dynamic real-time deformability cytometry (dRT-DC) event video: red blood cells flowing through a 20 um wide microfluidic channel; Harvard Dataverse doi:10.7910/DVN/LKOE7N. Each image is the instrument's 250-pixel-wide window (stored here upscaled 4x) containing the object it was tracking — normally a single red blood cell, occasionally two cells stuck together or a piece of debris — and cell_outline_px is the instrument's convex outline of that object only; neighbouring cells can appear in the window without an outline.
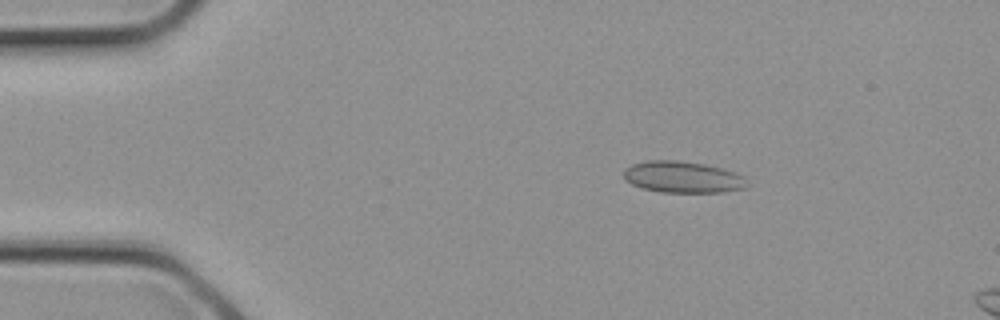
{"species": "common noctule bat (a hibernating species)", "species_latin": "Nyctalus noctula", "temperature_condition": "cold", "stored_images_in_passage": 3, "camera_frame_rate_fps": 3000, "um_per_image_px": 0.085, "animal": {"sex": "female", "body_mass_g": 21.9}, "frame": {"image": 1, "passage_image": 2, "time_ms": 0.333, "image_size_px": [1000, 320], "cell_outline_px": [[748, 188], [724, 192], [660, 192], [644, 188], [632, 184], [624, 180], [624, 168], [632, 164], [648, 160], [676, 160], [704, 164], [736, 172], [744, 176], [748, 184]], "centroid_in_image_um": [58.05, 15.05], "position_along_channel_um": 27.0, "area_um2": 22.77}}